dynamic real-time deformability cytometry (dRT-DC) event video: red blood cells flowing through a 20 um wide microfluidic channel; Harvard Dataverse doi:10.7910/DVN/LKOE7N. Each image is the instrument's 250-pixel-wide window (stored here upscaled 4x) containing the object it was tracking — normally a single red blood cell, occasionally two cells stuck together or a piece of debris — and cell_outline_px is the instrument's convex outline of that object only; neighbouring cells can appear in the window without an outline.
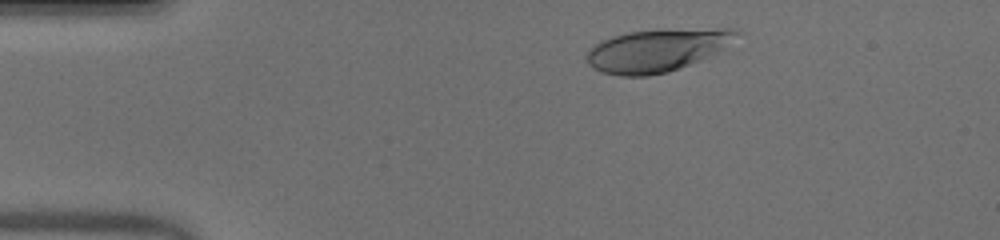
{"species": "human", "species_latin": "Homo sapiens", "temperature_condition": "warm", "stored_images_in_passage": 38, "camera_frame_rate_fps": 3000, "um_per_image_px": 0.085, "donor": {"sex": "male"}, "frame": {"image": 1, "passage_image": 5, "time_ms": 1.333, "image_size_px": [1000, 240], "cell_outline_px": [[740, 32], [716, 52], [700, 60], [668, 72], [648, 76], [620, 76], [600, 72], [592, 68], [588, 64], [588, 52], [600, 40], [612, 36], [628, 32], [724, 28], [732, 28]], "centroid_in_image_um": [55.76, 4.3], "position_along_channel_um": 29.2, "area_um2": 36.36}}
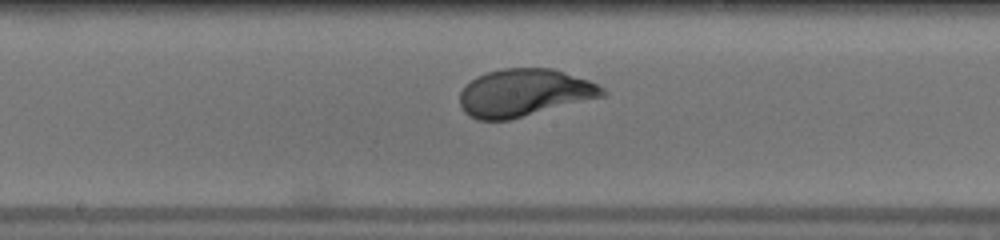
{"frame": {"image": 2, "passage_image": 23, "time_ms": 7.333, "image_size_px": [1000, 240], "cell_outline_px": [[608, 92], [604, 96], [508, 120], [480, 120], [468, 116], [464, 112], [460, 104], [460, 92], [476, 76], [488, 72], [504, 68], [552, 68], [588, 80], [604, 88]], "centroid_in_image_um": [44.55, 7.89], "position_along_channel_um": 203.7, "area_um2": 39.19}}
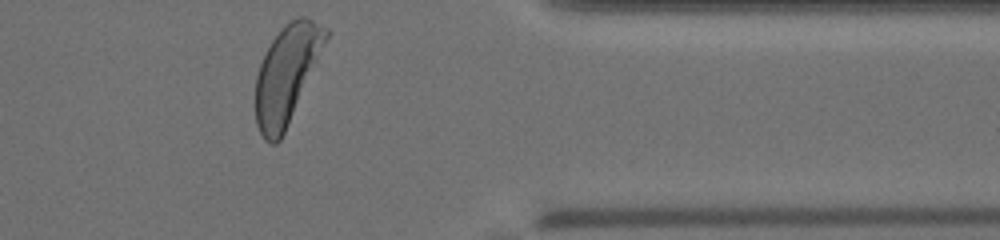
{"frame": {"image": 3, "passage_image": 38, "time_ms": 12.333, "image_size_px": [1000, 240], "cell_outline_px": [[332, 32], [284, 132], [280, 140], [276, 144], [272, 144], [264, 140], [256, 124], [256, 76], [260, 64], [272, 40], [280, 28], [284, 24], [296, 16], [308, 16], [328, 28]], "centroid_in_image_um": [24.4, 6.25], "position_along_channel_um": 387.0, "area_um2": 40.06}, "authors_computed_cell_mechanics": {"area_um2": 38.5526, "velocity_mm_per_s": 3.972, "shape_relaxation_time_tau1_ms": 2.4846, "shape_relaxation_time_tau2_ms": null, "deformation_change_tau1": 0.1596, "deformation_change_tau2": null}}